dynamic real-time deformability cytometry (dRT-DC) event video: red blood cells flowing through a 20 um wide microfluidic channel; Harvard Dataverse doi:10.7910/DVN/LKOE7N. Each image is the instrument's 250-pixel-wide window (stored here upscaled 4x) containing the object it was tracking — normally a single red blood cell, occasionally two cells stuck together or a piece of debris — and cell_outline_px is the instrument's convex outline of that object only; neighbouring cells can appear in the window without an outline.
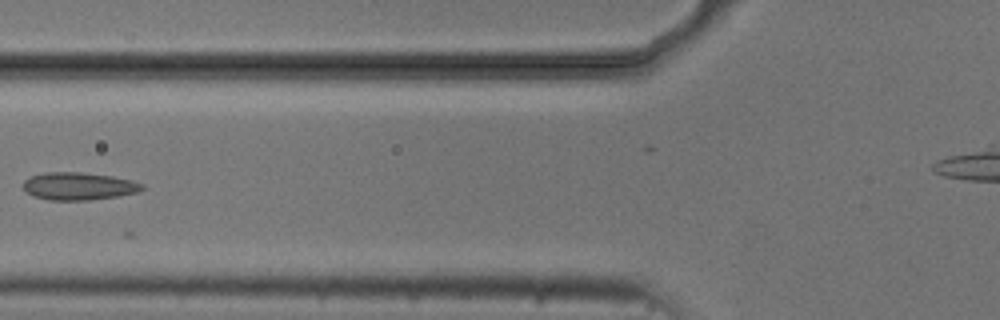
{"species": "common noctule bat (a hibernating species)", "species_latin": "Nyctalus noctula", "temperature_condition": "cold", "stored_images_in_passage": 7, "camera_frame_rate_fps": 3000, "um_per_image_px": 0.085, "animal": {"sex": "male", "body_mass_g": 20.5, "forearm_length_mm": 52.5}, "frame": {"image": 1, "passage_image": 5, "time_ms": 6.333, "image_size_px": [1000, 320], "cell_outline_px": [[144, 188], [140, 192], [116, 196], [88, 200], [48, 200], [32, 196], [24, 188], [24, 180], [32, 176], [44, 172], [80, 172], [112, 176], [132, 180], [144, 184]], "centroid_in_image_um": [6.71, 15.82], "position_along_channel_um": 119.1, "area_um2": 19.13}}
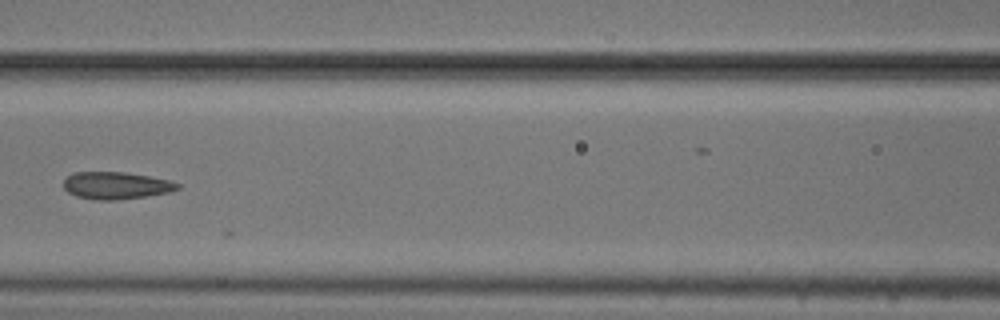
{"frame": {"image": 2, "passage_image": 6, "time_ms": 7.333, "image_size_px": [1000, 320], "cell_outline_px": [[180, 188], [172, 192], [116, 200], [96, 200], [76, 196], [68, 192], [64, 188], [64, 180], [72, 172], [124, 172], [148, 176], [168, 180], [180, 184]], "centroid_in_image_um": [9.86, 15.77], "position_along_channel_um": 156.7, "area_um2": 18.03}}